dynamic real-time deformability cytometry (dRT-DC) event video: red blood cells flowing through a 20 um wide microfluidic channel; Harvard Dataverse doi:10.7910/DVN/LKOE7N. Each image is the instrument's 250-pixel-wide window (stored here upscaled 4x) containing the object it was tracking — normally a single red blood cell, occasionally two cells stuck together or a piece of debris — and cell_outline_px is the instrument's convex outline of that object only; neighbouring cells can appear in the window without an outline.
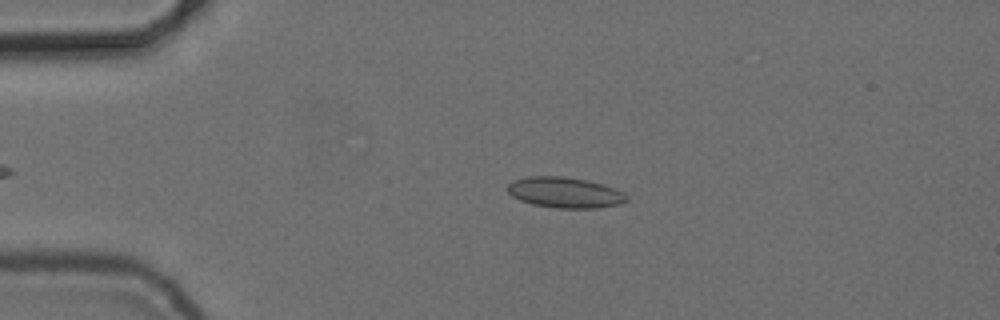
{"species": "common noctule bat (a hibernating species)", "species_latin": "Nyctalus noctula", "temperature_condition": "cold", "stored_images_in_passage": 42, "camera_frame_rate_fps": 3000, "um_per_image_px": 0.085, "animal": {"sex": "female", "body_mass_g": 24.6, "forearm_length_mm": 56.2}, "frame": {"image": 1, "passage_image": 6, "time_ms": 1.667, "image_size_px": [1000, 320], "cell_outline_px": [[628, 200], [620, 204], [596, 208], [556, 208], [532, 204], [520, 200], [512, 196], [508, 192], [508, 184], [512, 180], [528, 176], [564, 176], [588, 180], [624, 192], [628, 196]], "centroid_in_image_um": [48.0, 16.36], "position_along_channel_um": 37.0, "area_um2": 21.33}}
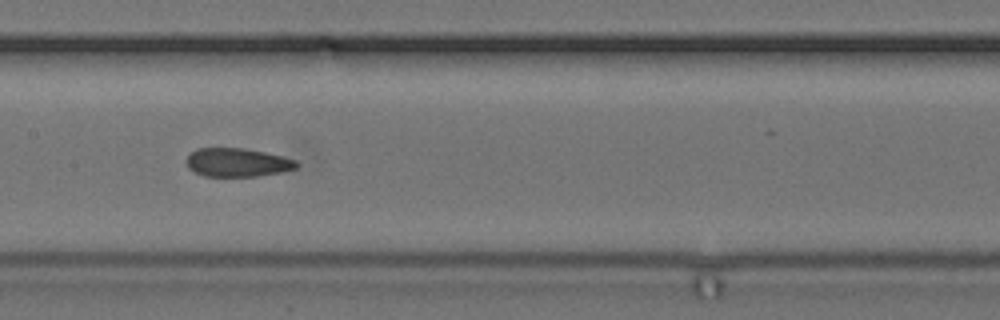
{"frame": {"image": 2, "passage_image": 21, "time_ms": 6.667, "image_size_px": [1000, 320], "cell_outline_px": [[300, 164], [296, 168], [280, 172], [256, 176], [204, 176], [188, 168], [188, 156], [196, 148], [244, 148], [284, 156], [296, 160]], "centroid_in_image_um": [20.21, 13.8], "position_along_channel_um": 187.2, "area_um2": 18.21}}
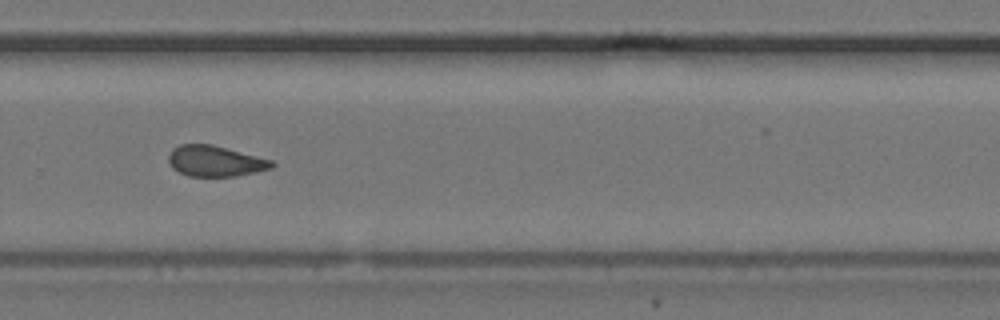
{"frame": {"image": 3, "passage_image": 31, "time_ms": 10.0, "image_size_px": [1000, 320], "cell_outline_px": [[276, 164], [272, 168], [236, 176], [188, 176], [172, 168], [168, 160], [168, 156], [172, 148], [180, 144], [212, 144], [272, 160]], "centroid_in_image_um": [18.28, 13.68], "position_along_channel_um": 311.5, "area_um2": 18.5}, "authors_computed_cell_mechanics": {"area_um2": 19.3341, "velocity_mm_per_s": 3.7484, "shape_relaxation_time_tau1_ms": null, "shape_relaxation_time_tau2_ms": 2.9613, "deformation_change_tau1": null, "deformation_change_tau2": 0.0681}}